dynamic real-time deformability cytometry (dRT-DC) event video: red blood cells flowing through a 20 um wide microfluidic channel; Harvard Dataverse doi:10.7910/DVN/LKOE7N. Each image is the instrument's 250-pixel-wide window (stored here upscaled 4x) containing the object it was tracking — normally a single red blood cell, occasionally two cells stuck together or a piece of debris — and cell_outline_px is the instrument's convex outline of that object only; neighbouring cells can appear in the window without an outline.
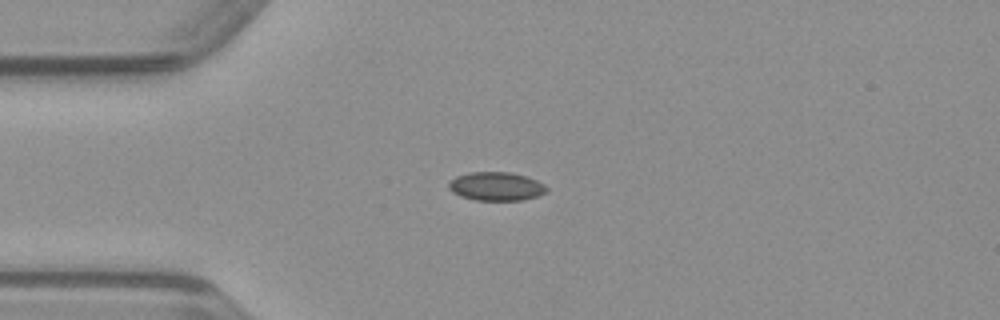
{"species": "common noctule bat (a hibernating species)", "species_latin": "Nyctalus noctula", "temperature_condition": "warm", "stored_images_in_passage": 43, "camera_frame_rate_fps": 3000, "um_per_image_px": 0.085, "animal": {"sex": "male", "body_mass_g": 23.1, "forearm_length_mm": 52.7}, "frame": {"image": 1, "passage_image": 12, "time_ms": 3.667, "image_size_px": [1000, 320], "cell_outline_px": [[548, 192], [524, 200], [476, 200], [460, 196], [452, 192], [448, 188], [448, 184], [456, 176], [468, 172], [512, 172], [536, 180], [544, 184], [548, 188]], "centroid_in_image_um": [42.18, 15.84], "position_along_channel_um": 42.8, "area_um2": 16.36}}
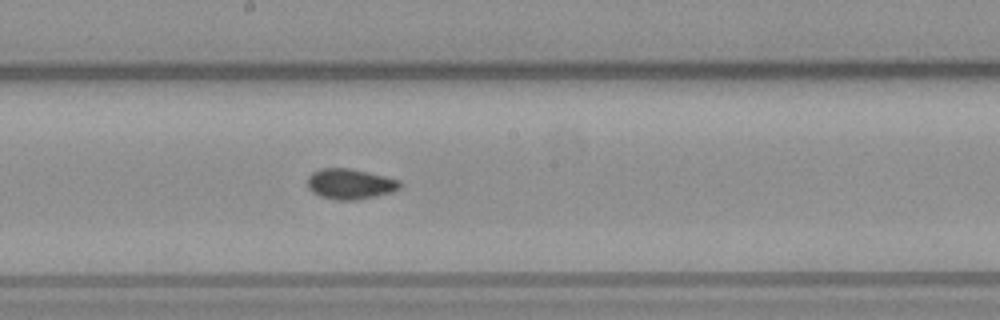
{"frame": {"image": 2, "passage_image": 26, "time_ms": 8.333, "image_size_px": [1000, 320], "cell_outline_px": [[400, 188], [388, 192], [372, 196], [352, 200], [336, 200], [320, 196], [312, 192], [308, 188], [308, 176], [312, 172], [320, 168], [352, 168], [400, 180]], "centroid_in_image_um": [29.7, 15.61], "position_along_channel_um": 218.5, "area_um2": 16.18}}
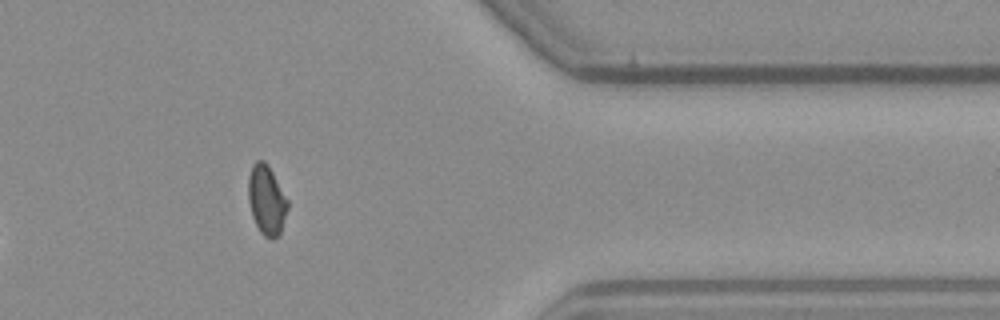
{"frame": {"image": 3, "passage_image": 40, "time_ms": 13.0, "image_size_px": [1000, 320], "cell_outline_px": [[288, 208], [280, 236], [272, 240], [264, 236], [260, 232], [252, 216], [248, 200], [248, 176], [252, 164], [256, 160], [264, 160], [268, 164], [288, 200]], "centroid_in_image_um": [22.66, 17.01], "position_along_channel_um": 388.7, "area_um2": 16.24}}